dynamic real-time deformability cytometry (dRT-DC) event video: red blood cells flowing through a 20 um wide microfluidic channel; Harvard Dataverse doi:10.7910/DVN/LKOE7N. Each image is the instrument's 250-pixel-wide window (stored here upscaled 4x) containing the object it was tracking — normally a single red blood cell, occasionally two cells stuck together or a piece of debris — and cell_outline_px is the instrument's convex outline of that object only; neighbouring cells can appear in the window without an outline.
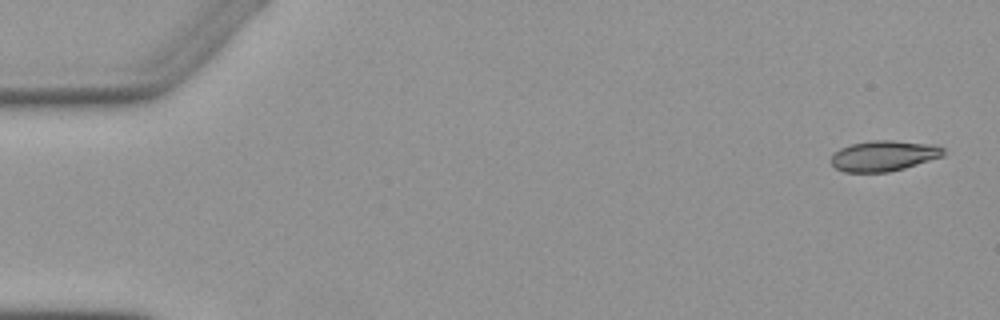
{"species": "Egyptian fruit bat (a non-hibernating species)", "species_latin": "Rousettus aegyptiacus", "temperature_condition": "warm", "stored_images_in_passage": 4, "camera_frame_rate_fps": 3000, "um_per_image_px": 0.085, "animal": {"sex": "female"}, "frame": {"image": 1, "passage_image": 1, "time_ms": 0.0, "image_size_px": [1000, 320], "cell_outline_px": [[944, 156], [904, 168], [888, 172], [844, 172], [836, 168], [832, 164], [832, 152], [840, 148], [852, 144], [868, 140], [892, 140], [932, 144], [944, 148]], "centroid_in_image_um": [75.11, 13.24], "position_along_channel_um": 9.9, "area_um2": 20.06}}
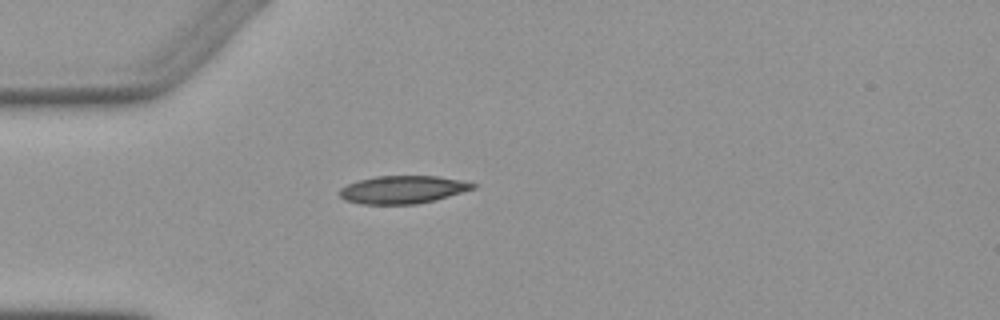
{"frame": {"image": 2, "passage_image": 4, "time_ms": 4.333, "image_size_px": [1000, 320], "cell_outline_px": [[476, 188], [436, 200], [416, 204], [360, 204], [344, 200], [340, 196], [340, 188], [348, 184], [360, 180], [376, 176], [436, 176], [464, 180], [476, 184]], "centroid_in_image_um": [34.26, 16.12], "position_along_channel_um": 50.7, "area_um2": 21.68}}